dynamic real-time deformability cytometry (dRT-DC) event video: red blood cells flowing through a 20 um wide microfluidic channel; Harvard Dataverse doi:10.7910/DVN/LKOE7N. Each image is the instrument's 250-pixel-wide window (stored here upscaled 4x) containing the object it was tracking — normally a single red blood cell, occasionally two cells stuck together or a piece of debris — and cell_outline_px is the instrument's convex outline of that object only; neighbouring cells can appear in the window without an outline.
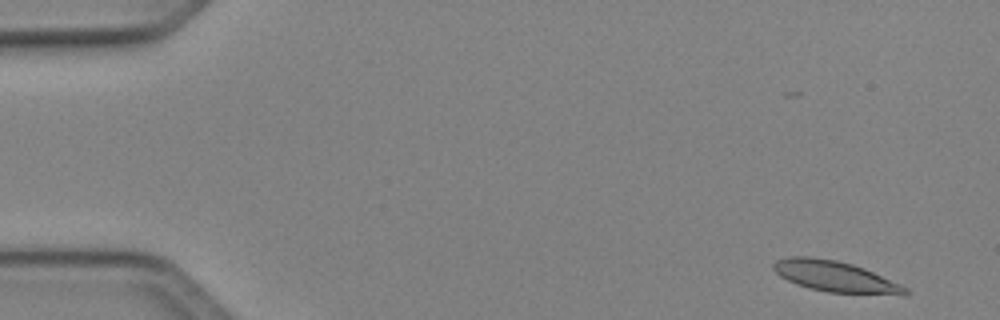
{"species": "Egyptian fruit bat (a non-hibernating species)", "species_latin": "Rousettus aegyptiacus", "temperature_condition": "cold", "stored_images_in_passage": 15, "camera_frame_rate_fps": 3000, "um_per_image_px": 0.085, "animal": {"sex": "female"}, "frame": {"image": 1, "passage_image": 3, "time_ms": 0.667, "image_size_px": [1000, 320], "cell_outline_px": [[908, 296], [904, 296], [828, 292], [808, 288], [796, 284], [780, 276], [772, 268], [772, 264], [776, 260], [792, 256], [812, 256], [836, 260], [852, 264], [864, 268], [900, 284], [908, 288]], "centroid_in_image_um": [71.02, 23.51], "position_along_channel_um": 14.0, "area_um2": 23.99}}